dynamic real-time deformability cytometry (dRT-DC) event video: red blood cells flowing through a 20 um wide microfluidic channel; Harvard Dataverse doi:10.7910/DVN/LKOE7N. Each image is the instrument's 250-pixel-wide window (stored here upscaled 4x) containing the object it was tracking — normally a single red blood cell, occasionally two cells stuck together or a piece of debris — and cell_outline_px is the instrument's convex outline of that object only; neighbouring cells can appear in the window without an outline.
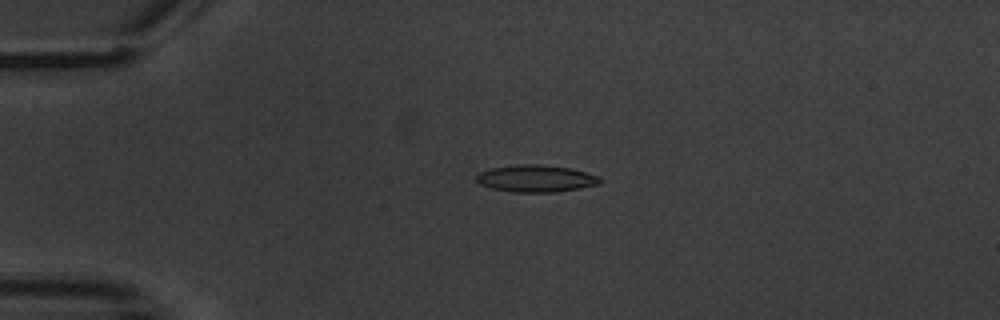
{"species": "common noctule bat (a hibernating species)", "species_latin": "Nyctalus noctula", "temperature_condition": "warm", "stored_images_in_passage": 4, "camera_frame_rate_fps": 3000, "um_per_image_px": 0.085, "animal": {"sex": "male", "body_mass_g": 20.1, "forearm_length_mm": 53.5}, "frame": {"image": 1, "passage_image": 3, "time_ms": 3.0, "image_size_px": [1000, 320], "cell_outline_px": [[604, 180], [600, 184], [580, 188], [556, 192], [512, 192], [492, 188], [480, 184], [476, 180], [476, 176], [480, 172], [492, 168], [516, 164], [536, 164], [572, 168], [596, 176]], "centroid_in_image_um": [45.56, 15.17], "position_along_channel_um": 39.4, "area_um2": 19.42}}